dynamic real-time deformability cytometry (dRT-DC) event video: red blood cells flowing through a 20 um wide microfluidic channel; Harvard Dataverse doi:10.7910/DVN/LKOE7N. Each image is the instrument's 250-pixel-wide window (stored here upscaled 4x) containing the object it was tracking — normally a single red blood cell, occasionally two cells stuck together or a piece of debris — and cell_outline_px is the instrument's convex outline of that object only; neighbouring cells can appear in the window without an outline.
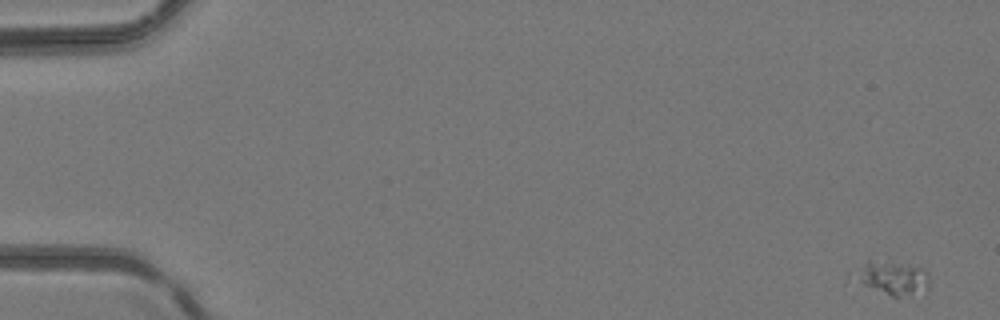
{"species": "common noctule bat (a hibernating species)", "species_latin": "Nyctalus noctula", "temperature_condition": "room temperature", "stored_images_in_passage": 35, "camera_frame_rate_fps": 3000, "um_per_image_px": 0.085, "animal": {"sex": "female", "body_mass_g": 24.6, "forearm_length_mm": 56.2}, "frame": {"image": 1, "passage_image": 1, "time_ms": 0.0, "image_size_px": [1000, 320], "cell_outline_px": [[928, 288], [900, 296], [892, 296], [864, 284], [856, 280], [856, 276], [864, 264], [868, 260], [920, 264], [928, 276]], "centroid_in_image_um": [75.95, 23.57], "position_along_channel_um": 9.1, "area_um2": 13.93}}
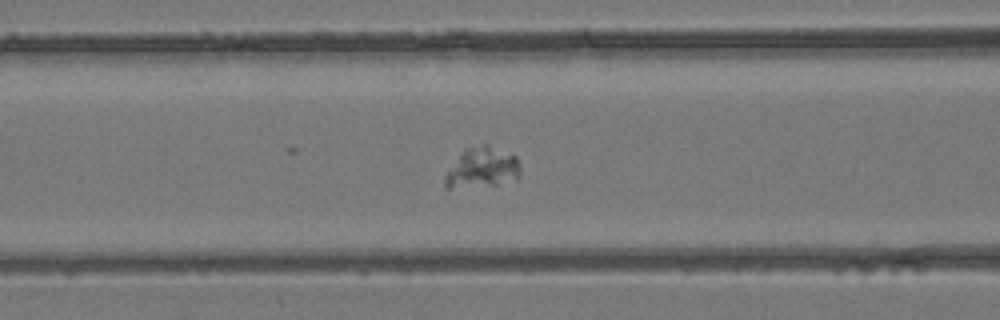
{"frame": {"image": 2, "passage_image": 20, "time_ms": 6.333, "image_size_px": [1000, 320], "cell_outline_px": [[520, 176], [516, 180], [496, 184], [448, 188], [444, 188], [444, 176], [464, 148], [484, 144], [516, 156], [520, 168]], "centroid_in_image_um": [40.97, 14.26], "position_along_channel_um": 125.6, "area_um2": 17.51}}
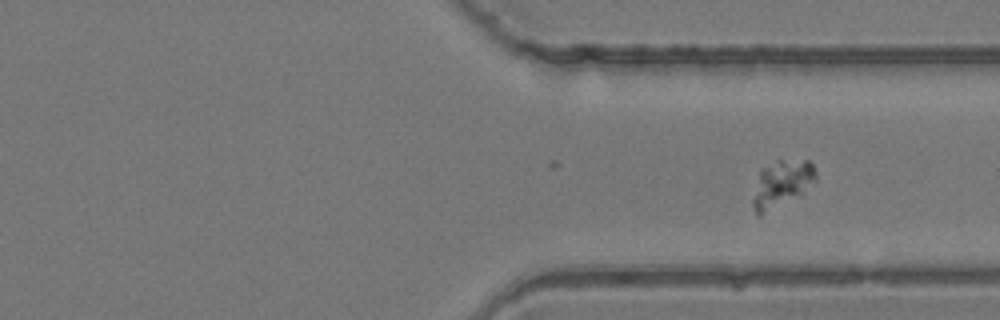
{"frame": {"image": 3, "passage_image": 35, "time_ms": 11.333, "image_size_px": [1000, 320], "cell_outline_px": [[816, 180], [800, 192], [760, 216], [756, 216], [752, 208], [752, 200], [760, 168], [776, 160], [808, 160], [812, 164], [816, 172]], "centroid_in_image_um": [66.38, 15.58], "position_along_channel_um": 345.0, "area_um2": 16.7}}